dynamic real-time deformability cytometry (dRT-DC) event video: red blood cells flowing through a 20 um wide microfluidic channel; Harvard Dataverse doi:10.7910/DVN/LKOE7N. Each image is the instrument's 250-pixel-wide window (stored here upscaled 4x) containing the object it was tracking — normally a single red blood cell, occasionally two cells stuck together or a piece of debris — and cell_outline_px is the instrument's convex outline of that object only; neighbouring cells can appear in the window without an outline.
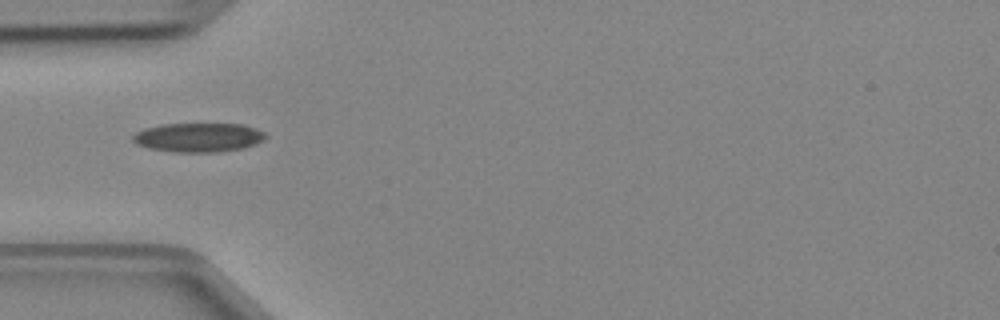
{"species": "Egyptian fruit bat (a non-hibernating species)", "species_latin": "Rousettus aegyptiacus", "temperature_condition": "cold", "stored_images_in_passage": 3, "camera_frame_rate_fps": 3000, "um_per_image_px": 0.085, "animal": {"sex": "female"}, "frame": {"image": 1, "passage_image": 2, "time_ms": 0.333, "image_size_px": [1000, 320], "cell_outline_px": [[268, 136], [264, 140], [256, 144], [240, 148], [216, 152], [172, 152], [148, 148], [136, 144], [132, 140], [132, 136], [136, 132], [144, 128], [160, 124], [244, 124], [256, 128], [264, 132]], "centroid_in_image_um": [16.85, 11.67], "position_along_channel_um": 68.1, "area_um2": 22.66}}